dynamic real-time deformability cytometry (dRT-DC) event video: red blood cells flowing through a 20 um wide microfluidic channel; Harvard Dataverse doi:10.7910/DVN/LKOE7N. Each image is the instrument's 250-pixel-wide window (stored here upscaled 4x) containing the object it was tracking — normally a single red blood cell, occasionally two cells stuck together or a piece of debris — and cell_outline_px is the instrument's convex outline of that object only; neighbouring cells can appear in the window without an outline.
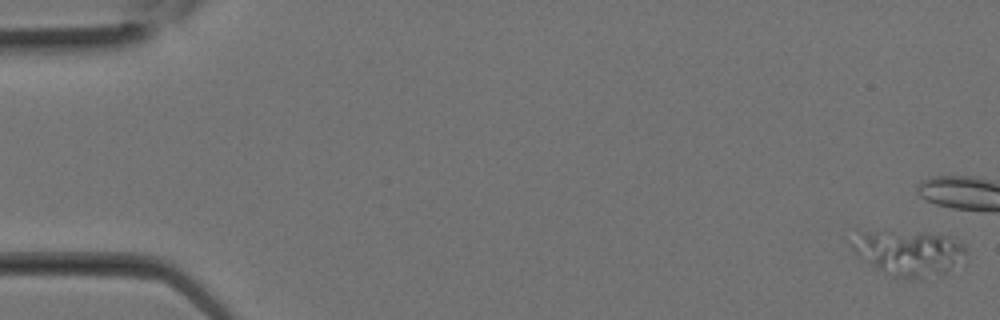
{"species": "Egyptian fruit bat (a non-hibernating species)", "species_latin": "Rousettus aegyptiacus", "temperature_condition": "room temperature", "stored_images_in_passage": 19, "camera_frame_rate_fps": 3000, "um_per_image_px": 0.085, "animal": {"sex": "female"}, "frame": {"image": 1, "passage_image": 1, "time_ms": 0.0, "image_size_px": [1000, 320], "cell_outline_px": [[964, 252], [940, 276], [924, 280], [912, 280], [892, 276], [884, 272], [860, 256], [852, 248], [852, 244], [856, 228], [884, 228], [924, 232], [952, 236], [964, 244]], "centroid_in_image_um": [77.13, 21.41], "position_along_channel_um": 7.9, "area_um2": 30.98}}